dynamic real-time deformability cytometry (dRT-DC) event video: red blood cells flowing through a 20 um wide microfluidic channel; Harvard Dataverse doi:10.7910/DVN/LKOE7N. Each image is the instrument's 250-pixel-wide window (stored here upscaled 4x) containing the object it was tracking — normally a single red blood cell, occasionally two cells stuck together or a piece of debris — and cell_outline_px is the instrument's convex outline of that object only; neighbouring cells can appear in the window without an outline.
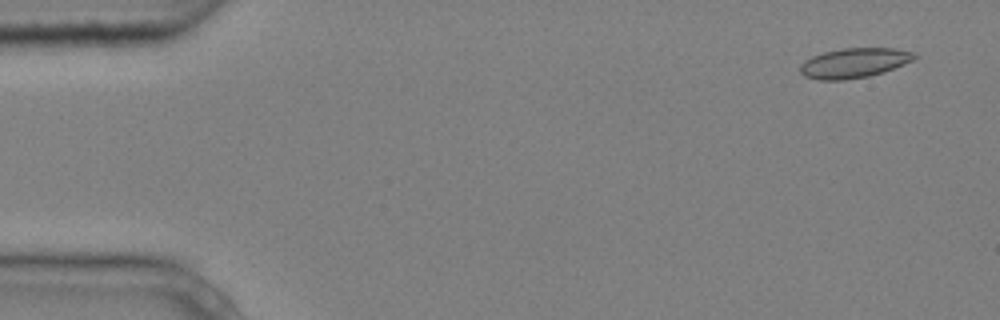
{"species": "common noctule bat (a hibernating species)", "species_latin": "Nyctalus noctula", "temperature_condition": "cold", "stored_images_in_passage": 7, "camera_frame_rate_fps": 3000, "um_per_image_px": 0.085, "animal": {"sex": "male", "body_mass_g": 20.4}, "frame": {"image": 1, "passage_image": 1, "time_ms": 0.0, "image_size_px": [1000, 320], "cell_outline_px": [[920, 56], [904, 64], [868, 76], [844, 80], [820, 80], [804, 76], [800, 72], [800, 64], [804, 60], [812, 56], [824, 52], [844, 48], [892, 48], [916, 52]], "centroid_in_image_um": [72.59, 5.34], "position_along_channel_um": 12.4, "area_um2": 19.77}}
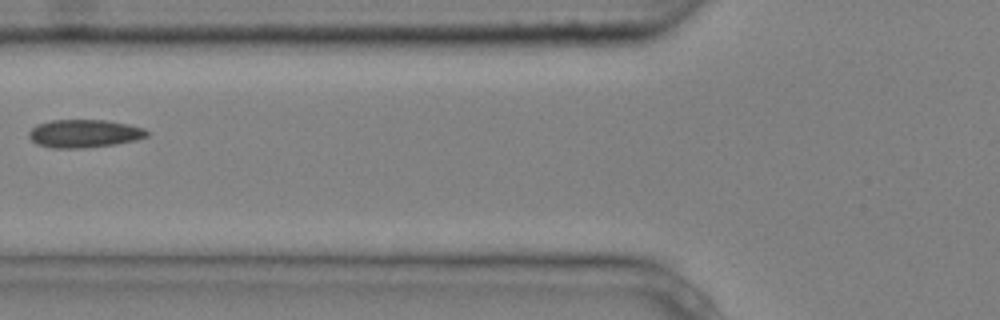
{"frame": {"image": 2, "passage_image": 6, "time_ms": 1.667, "image_size_px": [1000, 320], "cell_outline_px": [[148, 136], [136, 140], [116, 144], [84, 148], [52, 148], [36, 144], [28, 136], [28, 132], [36, 124], [52, 120], [108, 120], [128, 124], [144, 128], [148, 132]], "centroid_in_image_um": [7.15, 11.35], "position_along_channel_um": 118.7, "area_um2": 19.42}}